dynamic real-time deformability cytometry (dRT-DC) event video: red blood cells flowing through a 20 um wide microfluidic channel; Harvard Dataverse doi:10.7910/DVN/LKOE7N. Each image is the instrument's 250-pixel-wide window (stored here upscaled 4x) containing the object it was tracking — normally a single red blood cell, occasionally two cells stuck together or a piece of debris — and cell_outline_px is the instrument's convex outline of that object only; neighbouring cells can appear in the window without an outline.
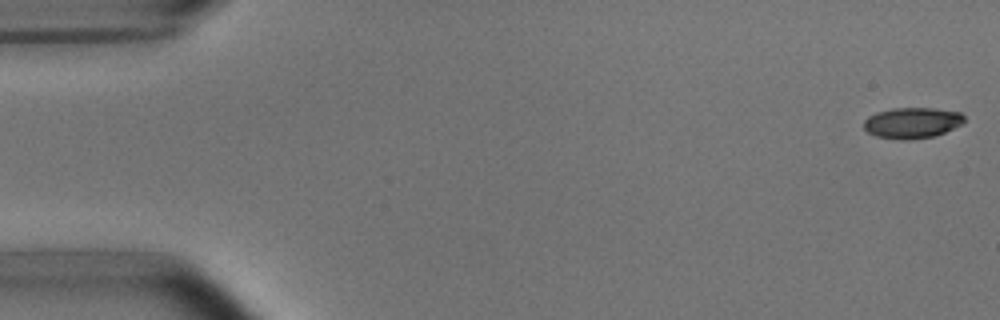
{"species": "common noctule bat (a hibernating species)", "species_latin": "Nyctalus noctula", "temperature_condition": "room temperature", "stored_images_in_passage": 52, "camera_frame_rate_fps": 3000, "um_per_image_px": 0.085, "animal": {"sex": "male", "body_mass_g": 15.6}, "frame": {"image": 1, "passage_image": 1, "time_ms": 0.0, "image_size_px": [1000, 320], "cell_outline_px": [[964, 120], [960, 124], [936, 136], [912, 140], [900, 140], [876, 136], [868, 132], [864, 128], [864, 120], [868, 116], [876, 112], [892, 108], [936, 108], [960, 112], [964, 116]], "centroid_in_image_um": [77.51, 10.44], "position_along_channel_um": 7.5, "area_um2": 18.15}}
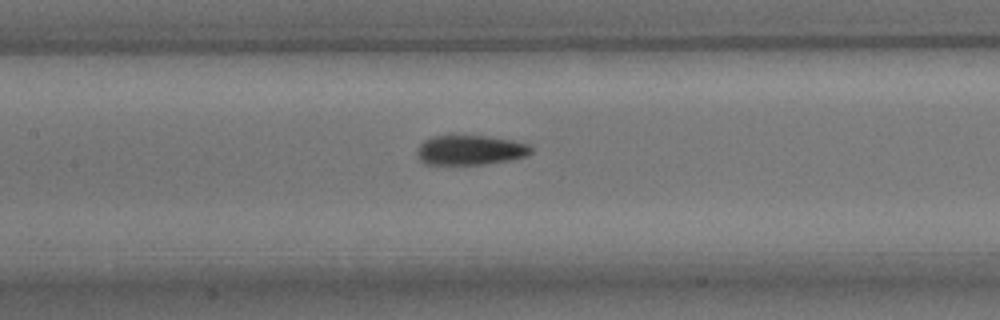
{"frame": {"image": 2, "passage_image": 24, "time_ms": 7.667, "image_size_px": [1000, 320], "cell_outline_px": [[532, 152], [524, 156], [512, 160], [484, 164], [424, 164], [416, 156], [416, 148], [424, 140], [432, 136], [488, 136], [512, 140], [528, 144], [532, 148]], "centroid_in_image_um": [39.94, 12.76], "position_along_channel_um": 167.5, "area_um2": 19.83}}
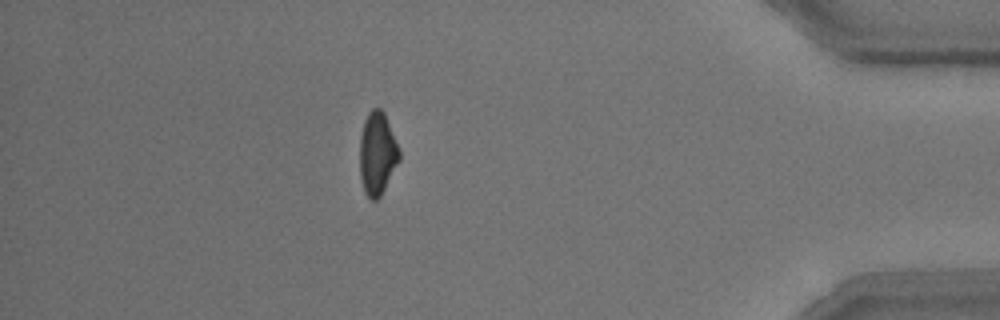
{"frame": {"image": 3, "passage_image": 46, "time_ms": 15.0, "image_size_px": [1000, 320], "cell_outline_px": [[400, 160], [380, 196], [376, 200], [372, 200], [364, 192], [360, 176], [360, 136], [364, 120], [368, 112], [372, 108], [380, 108], [384, 112], [400, 148]], "centroid_in_image_um": [32.08, 13.02], "position_along_channel_um": 403.1, "area_um2": 19.19}, "authors_computed_cell_mechanics": {"area_um2": 19.4208, "velocity_mm_per_s": 3.8232, "shape_relaxation_time_tau1_ms": 3.5621, "shape_relaxation_time_tau2_ms": 2.5253, "deformation_change_tau1": 0.1545, "deformation_change_tau2": 0.0983}}